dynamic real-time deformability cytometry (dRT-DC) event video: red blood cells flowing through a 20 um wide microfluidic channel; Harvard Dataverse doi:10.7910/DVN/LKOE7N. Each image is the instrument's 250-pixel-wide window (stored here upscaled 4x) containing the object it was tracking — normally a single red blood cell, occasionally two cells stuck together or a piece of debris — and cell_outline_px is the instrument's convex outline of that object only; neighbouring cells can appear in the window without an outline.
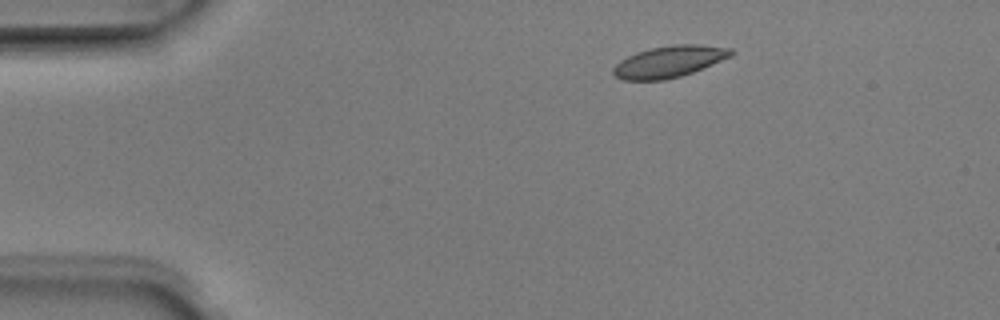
{"species": "Egyptian fruit bat (a non-hibernating species)", "species_latin": "Rousettus aegyptiacus", "temperature_condition": "room temperature", "stored_images_in_passage": 6, "camera_frame_rate_fps": 3000, "um_per_image_px": 0.085, "animal": {"sex": "male"}, "frame": {"image": 1, "passage_image": 2, "time_ms": 0.333, "image_size_px": [1000, 320], "cell_outline_px": [[736, 52], [732, 56], [692, 72], [680, 76], [664, 80], [624, 80], [616, 76], [612, 72], [612, 68], [620, 60], [636, 52], [652, 48], [672, 44], [696, 44], [732, 48]], "centroid_in_image_um": [56.89, 5.23], "position_along_channel_um": 28.1, "area_um2": 21.62}}
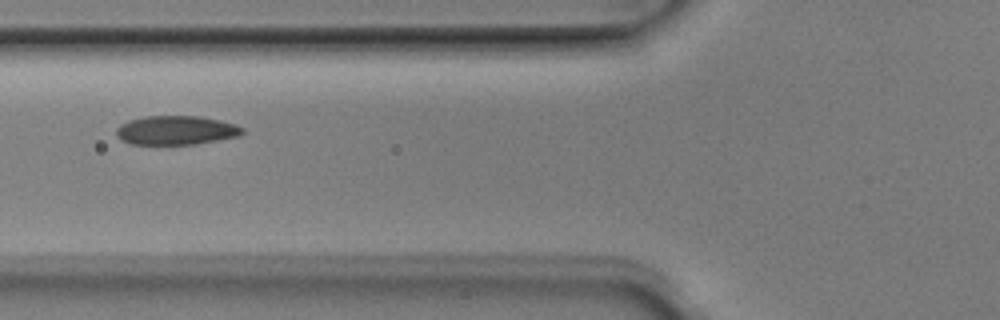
{"frame": {"image": 2, "passage_image": 5, "time_ms": 1.333, "image_size_px": [1000, 320], "cell_outline_px": [[244, 132], [240, 136], [196, 144], [132, 144], [120, 140], [116, 136], [116, 128], [120, 124], [128, 120], [144, 116], [200, 116], [220, 120], [236, 124], [244, 128]], "centroid_in_image_um": [14.96, 11.07], "position_along_channel_um": 110.8, "area_um2": 21.56}}
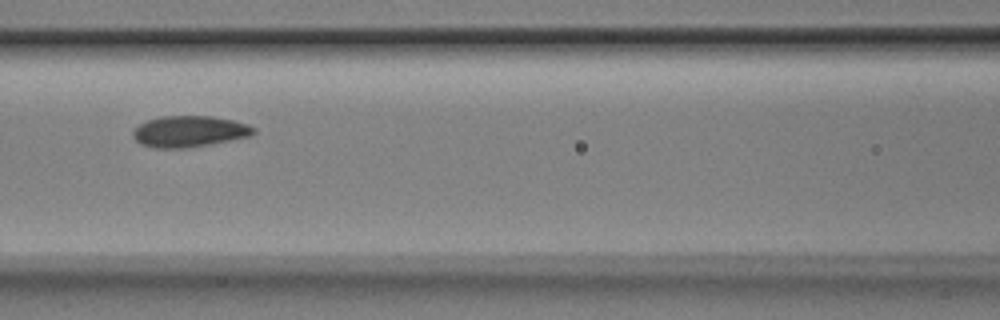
{"frame": {"image": 3, "passage_image": 6, "time_ms": 1.667, "image_size_px": [1000, 320], "cell_outline_px": [[256, 132], [252, 136], [212, 144], [184, 148], [152, 148], [140, 144], [132, 136], [132, 132], [140, 124], [148, 120], [160, 116], [212, 116], [232, 120], [248, 124], [256, 128]], "centroid_in_image_um": [16.12, 11.18], "position_along_channel_um": 150.5, "area_um2": 22.14}}